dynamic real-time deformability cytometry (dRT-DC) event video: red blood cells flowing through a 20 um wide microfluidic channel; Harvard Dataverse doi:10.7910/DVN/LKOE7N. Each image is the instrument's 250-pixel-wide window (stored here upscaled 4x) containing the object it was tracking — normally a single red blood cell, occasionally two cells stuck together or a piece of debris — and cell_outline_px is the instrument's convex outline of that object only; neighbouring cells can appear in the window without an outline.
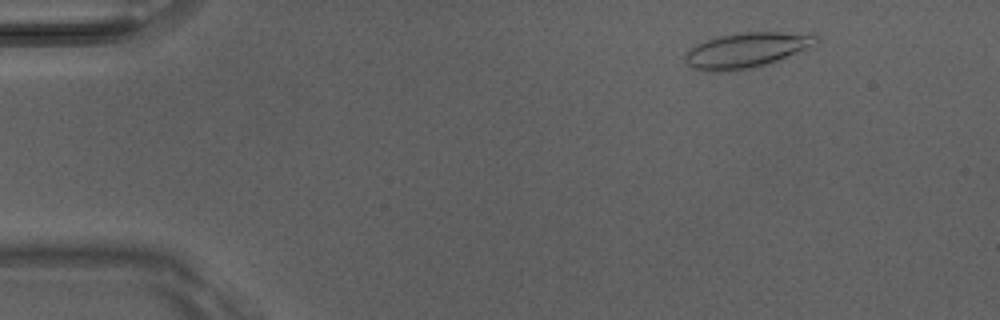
{"species": "Egyptian fruit bat (a non-hibernating species)", "species_latin": "Rousettus aegyptiacus", "temperature_condition": "room temperature", "stored_images_in_passage": 5, "camera_frame_rate_fps": 3000, "um_per_image_px": 0.085, "animal": {"sex": "male"}, "frame": {"image": 1, "passage_image": 2, "time_ms": 0.333, "image_size_px": [1000, 320], "cell_outline_px": [[816, 44], [776, 60], [752, 68], [716, 72], [708, 72], [692, 68], [684, 60], [684, 56], [696, 44], [720, 36], [736, 32], [812, 32], [816, 36]], "centroid_in_image_um": [63.43, 4.25], "position_along_channel_um": 21.6, "area_um2": 26.53}}